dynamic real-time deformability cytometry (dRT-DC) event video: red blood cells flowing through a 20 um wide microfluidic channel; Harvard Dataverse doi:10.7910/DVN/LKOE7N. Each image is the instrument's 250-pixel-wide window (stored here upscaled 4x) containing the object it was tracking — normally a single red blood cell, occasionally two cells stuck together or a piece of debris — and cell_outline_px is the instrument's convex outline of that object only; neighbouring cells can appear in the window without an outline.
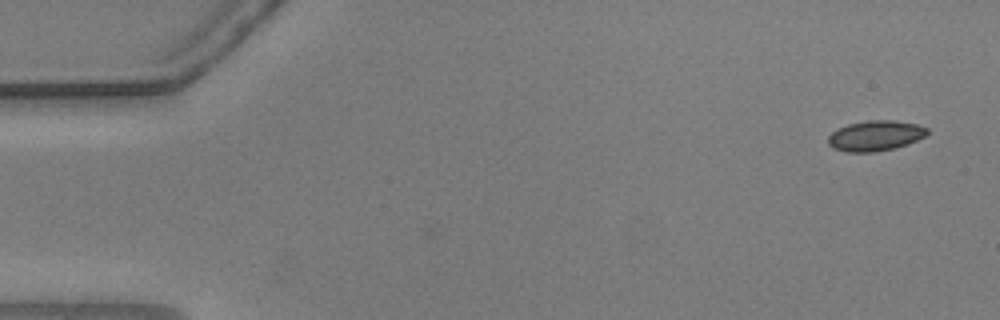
{"species": "common noctule bat (a hibernating species)", "species_latin": "Nyctalus noctula", "temperature_condition": "warm", "stored_images_in_passage": 46, "camera_frame_rate_fps": 3000, "um_per_image_px": 0.085, "animal": {"sex": "male", "body_mass_g": 20.5, "forearm_length_mm": 52.5}, "frame": {"image": 1, "passage_image": 1, "time_ms": 0.0, "image_size_px": [1000, 320], "cell_outline_px": [[928, 132], [924, 136], [908, 144], [896, 148], [872, 152], [844, 152], [832, 148], [828, 144], [828, 136], [836, 128], [848, 124], [868, 120], [892, 120], [916, 124], [928, 128]], "centroid_in_image_um": [74.36, 11.54], "position_along_channel_um": 10.6, "area_um2": 17.63}}
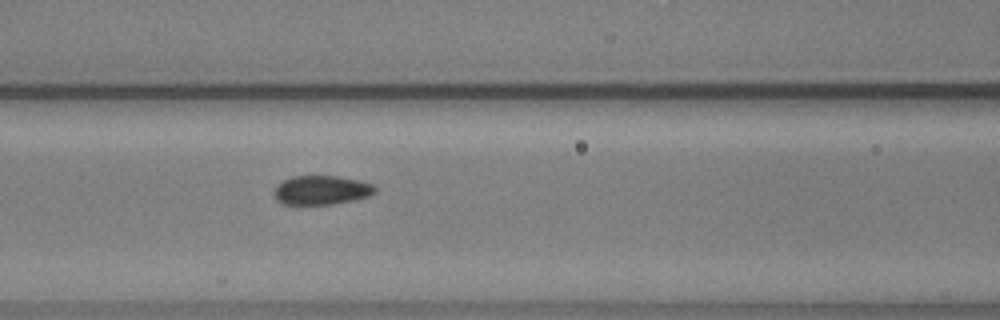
{"frame": {"image": 2, "passage_image": 22, "time_ms": 7.0, "image_size_px": [1000, 320], "cell_outline_px": [[376, 192], [368, 196], [352, 200], [332, 204], [280, 204], [276, 200], [272, 192], [276, 184], [292, 176], [336, 176], [360, 180], [372, 184], [376, 188]], "centroid_in_image_um": [27.27, 16.16], "position_along_channel_um": 139.3, "area_um2": 17.22}}
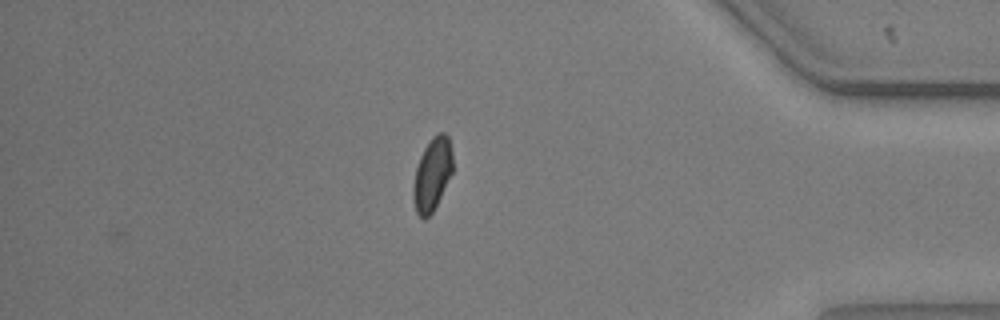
{"frame": {"image": 3, "passage_image": 46, "time_ms": 15.0, "image_size_px": [1000, 320], "cell_outline_px": [[452, 172], [432, 212], [424, 220], [416, 212], [412, 200], [412, 188], [416, 168], [420, 156], [424, 148], [432, 136], [440, 132], [444, 132], [448, 136], [452, 152]], "centroid_in_image_um": [36.71, 14.8], "position_along_channel_um": 398.5, "area_um2": 16.65}, "authors_computed_cell_mechanics": {"area_um2": 17.2822, "velocity_mm_per_s": 3.671, "shape_relaxation_time_tau1_ms": 3.3051, "shape_relaxation_time_tau2_ms": 0.5034, "deformation_change_tau1": 0.0819, "deformation_change_tau2": 0.0465}}